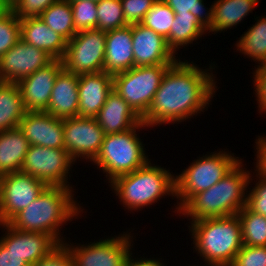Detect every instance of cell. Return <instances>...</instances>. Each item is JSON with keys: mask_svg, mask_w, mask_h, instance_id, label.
<instances>
[{"mask_svg": "<svg viewBox=\"0 0 266 266\" xmlns=\"http://www.w3.org/2000/svg\"><path fill=\"white\" fill-rule=\"evenodd\" d=\"M10 5L14 3L16 0H6Z\"/></svg>", "mask_w": 266, "mask_h": 266, "instance_id": "obj_47", "label": "cell"}, {"mask_svg": "<svg viewBox=\"0 0 266 266\" xmlns=\"http://www.w3.org/2000/svg\"><path fill=\"white\" fill-rule=\"evenodd\" d=\"M30 266H73V259L69 249L62 243Z\"/></svg>", "mask_w": 266, "mask_h": 266, "instance_id": "obj_41", "label": "cell"}, {"mask_svg": "<svg viewBox=\"0 0 266 266\" xmlns=\"http://www.w3.org/2000/svg\"><path fill=\"white\" fill-rule=\"evenodd\" d=\"M20 33L25 43L44 50L54 59H63L67 41L39 17L20 20Z\"/></svg>", "mask_w": 266, "mask_h": 266, "instance_id": "obj_23", "label": "cell"}, {"mask_svg": "<svg viewBox=\"0 0 266 266\" xmlns=\"http://www.w3.org/2000/svg\"><path fill=\"white\" fill-rule=\"evenodd\" d=\"M47 185L29 174L2 175L0 182V223H8L43 192Z\"/></svg>", "mask_w": 266, "mask_h": 266, "instance_id": "obj_13", "label": "cell"}, {"mask_svg": "<svg viewBox=\"0 0 266 266\" xmlns=\"http://www.w3.org/2000/svg\"><path fill=\"white\" fill-rule=\"evenodd\" d=\"M241 223L242 244L266 246V217L244 206L238 213Z\"/></svg>", "mask_w": 266, "mask_h": 266, "instance_id": "obj_30", "label": "cell"}, {"mask_svg": "<svg viewBox=\"0 0 266 266\" xmlns=\"http://www.w3.org/2000/svg\"><path fill=\"white\" fill-rule=\"evenodd\" d=\"M60 0H16L11 4V10L20 19L40 17L51 4Z\"/></svg>", "mask_w": 266, "mask_h": 266, "instance_id": "obj_37", "label": "cell"}, {"mask_svg": "<svg viewBox=\"0 0 266 266\" xmlns=\"http://www.w3.org/2000/svg\"><path fill=\"white\" fill-rule=\"evenodd\" d=\"M39 18L66 41L72 39L77 33L73 23L72 8L67 0L51 4Z\"/></svg>", "mask_w": 266, "mask_h": 266, "instance_id": "obj_29", "label": "cell"}, {"mask_svg": "<svg viewBox=\"0 0 266 266\" xmlns=\"http://www.w3.org/2000/svg\"><path fill=\"white\" fill-rule=\"evenodd\" d=\"M257 137L254 144V152H256L254 155L256 158L254 159L256 162H253L255 168L252 170H254L259 177L266 180V134L258 135Z\"/></svg>", "mask_w": 266, "mask_h": 266, "instance_id": "obj_42", "label": "cell"}, {"mask_svg": "<svg viewBox=\"0 0 266 266\" xmlns=\"http://www.w3.org/2000/svg\"><path fill=\"white\" fill-rule=\"evenodd\" d=\"M75 162L66 149L30 145L21 172L36 177L47 186L74 188L69 182Z\"/></svg>", "mask_w": 266, "mask_h": 266, "instance_id": "obj_10", "label": "cell"}, {"mask_svg": "<svg viewBox=\"0 0 266 266\" xmlns=\"http://www.w3.org/2000/svg\"><path fill=\"white\" fill-rule=\"evenodd\" d=\"M78 82L79 75L63 69L57 75L45 112L59 119L78 116Z\"/></svg>", "mask_w": 266, "mask_h": 266, "instance_id": "obj_21", "label": "cell"}, {"mask_svg": "<svg viewBox=\"0 0 266 266\" xmlns=\"http://www.w3.org/2000/svg\"><path fill=\"white\" fill-rule=\"evenodd\" d=\"M174 13H189L195 15L198 21L208 30L213 23V5L206 7V0H163Z\"/></svg>", "mask_w": 266, "mask_h": 266, "instance_id": "obj_33", "label": "cell"}, {"mask_svg": "<svg viewBox=\"0 0 266 266\" xmlns=\"http://www.w3.org/2000/svg\"><path fill=\"white\" fill-rule=\"evenodd\" d=\"M261 0H214L213 23L208 29V35L226 32L237 28L249 13H253Z\"/></svg>", "mask_w": 266, "mask_h": 266, "instance_id": "obj_24", "label": "cell"}, {"mask_svg": "<svg viewBox=\"0 0 266 266\" xmlns=\"http://www.w3.org/2000/svg\"><path fill=\"white\" fill-rule=\"evenodd\" d=\"M97 29L110 31L128 24L124 20L121 0H103L97 2Z\"/></svg>", "mask_w": 266, "mask_h": 266, "instance_id": "obj_32", "label": "cell"}, {"mask_svg": "<svg viewBox=\"0 0 266 266\" xmlns=\"http://www.w3.org/2000/svg\"><path fill=\"white\" fill-rule=\"evenodd\" d=\"M207 33L208 30L191 12L175 13L170 33L165 39L168 47L177 55L180 48L186 49L189 44L190 47L197 44L203 35L208 36Z\"/></svg>", "mask_w": 266, "mask_h": 266, "instance_id": "obj_26", "label": "cell"}, {"mask_svg": "<svg viewBox=\"0 0 266 266\" xmlns=\"http://www.w3.org/2000/svg\"><path fill=\"white\" fill-rule=\"evenodd\" d=\"M0 266H29L20 256L9 251L0 242Z\"/></svg>", "mask_w": 266, "mask_h": 266, "instance_id": "obj_43", "label": "cell"}, {"mask_svg": "<svg viewBox=\"0 0 266 266\" xmlns=\"http://www.w3.org/2000/svg\"><path fill=\"white\" fill-rule=\"evenodd\" d=\"M20 39V19L10 9L0 16V58Z\"/></svg>", "mask_w": 266, "mask_h": 266, "instance_id": "obj_34", "label": "cell"}, {"mask_svg": "<svg viewBox=\"0 0 266 266\" xmlns=\"http://www.w3.org/2000/svg\"><path fill=\"white\" fill-rule=\"evenodd\" d=\"M170 66H134L113 75V89L142 119L149 110L163 76Z\"/></svg>", "mask_w": 266, "mask_h": 266, "instance_id": "obj_8", "label": "cell"}, {"mask_svg": "<svg viewBox=\"0 0 266 266\" xmlns=\"http://www.w3.org/2000/svg\"><path fill=\"white\" fill-rule=\"evenodd\" d=\"M64 144L71 159L93 162L99 154L105 132L95 118L75 116L63 119Z\"/></svg>", "mask_w": 266, "mask_h": 266, "instance_id": "obj_12", "label": "cell"}, {"mask_svg": "<svg viewBox=\"0 0 266 266\" xmlns=\"http://www.w3.org/2000/svg\"><path fill=\"white\" fill-rule=\"evenodd\" d=\"M174 17V11L163 0H157L140 24L166 38L170 33Z\"/></svg>", "mask_w": 266, "mask_h": 266, "instance_id": "obj_31", "label": "cell"}, {"mask_svg": "<svg viewBox=\"0 0 266 266\" xmlns=\"http://www.w3.org/2000/svg\"><path fill=\"white\" fill-rule=\"evenodd\" d=\"M230 266H266V246L243 245Z\"/></svg>", "mask_w": 266, "mask_h": 266, "instance_id": "obj_38", "label": "cell"}, {"mask_svg": "<svg viewBox=\"0 0 266 266\" xmlns=\"http://www.w3.org/2000/svg\"><path fill=\"white\" fill-rule=\"evenodd\" d=\"M29 146L19 127L0 132V173L19 172Z\"/></svg>", "mask_w": 266, "mask_h": 266, "instance_id": "obj_25", "label": "cell"}, {"mask_svg": "<svg viewBox=\"0 0 266 266\" xmlns=\"http://www.w3.org/2000/svg\"><path fill=\"white\" fill-rule=\"evenodd\" d=\"M179 58L163 76L153 102L142 118L151 128L161 125L181 124L191 118L201 116L212 103L219 88L216 62L209 67H199L195 61ZM207 67V68H206ZM217 78V79H216ZM203 112V113H202Z\"/></svg>", "mask_w": 266, "mask_h": 266, "instance_id": "obj_1", "label": "cell"}, {"mask_svg": "<svg viewBox=\"0 0 266 266\" xmlns=\"http://www.w3.org/2000/svg\"><path fill=\"white\" fill-rule=\"evenodd\" d=\"M113 89V75L101 71L79 75L78 116L95 118Z\"/></svg>", "mask_w": 266, "mask_h": 266, "instance_id": "obj_19", "label": "cell"}, {"mask_svg": "<svg viewBox=\"0 0 266 266\" xmlns=\"http://www.w3.org/2000/svg\"><path fill=\"white\" fill-rule=\"evenodd\" d=\"M266 15L255 18V23L249 26L236 41L235 50L255 64L266 63Z\"/></svg>", "mask_w": 266, "mask_h": 266, "instance_id": "obj_28", "label": "cell"}, {"mask_svg": "<svg viewBox=\"0 0 266 266\" xmlns=\"http://www.w3.org/2000/svg\"><path fill=\"white\" fill-rule=\"evenodd\" d=\"M67 1H86V0H67ZM88 1L100 2V1H103V0H88Z\"/></svg>", "mask_w": 266, "mask_h": 266, "instance_id": "obj_46", "label": "cell"}, {"mask_svg": "<svg viewBox=\"0 0 266 266\" xmlns=\"http://www.w3.org/2000/svg\"><path fill=\"white\" fill-rule=\"evenodd\" d=\"M134 66L173 65L179 58L166 39L142 24H132Z\"/></svg>", "mask_w": 266, "mask_h": 266, "instance_id": "obj_17", "label": "cell"}, {"mask_svg": "<svg viewBox=\"0 0 266 266\" xmlns=\"http://www.w3.org/2000/svg\"><path fill=\"white\" fill-rule=\"evenodd\" d=\"M76 190L64 186H47L36 200L17 213L8 224L23 232L49 234L62 244L67 239L64 232L61 233V230H66L63 229L64 225L86 213L80 201L74 197Z\"/></svg>", "mask_w": 266, "mask_h": 266, "instance_id": "obj_2", "label": "cell"}, {"mask_svg": "<svg viewBox=\"0 0 266 266\" xmlns=\"http://www.w3.org/2000/svg\"><path fill=\"white\" fill-rule=\"evenodd\" d=\"M134 67L132 25L106 32L104 72L115 75Z\"/></svg>", "mask_w": 266, "mask_h": 266, "instance_id": "obj_22", "label": "cell"}, {"mask_svg": "<svg viewBox=\"0 0 266 266\" xmlns=\"http://www.w3.org/2000/svg\"><path fill=\"white\" fill-rule=\"evenodd\" d=\"M26 112L17 83L0 82V132L17 128Z\"/></svg>", "mask_w": 266, "mask_h": 266, "instance_id": "obj_27", "label": "cell"}, {"mask_svg": "<svg viewBox=\"0 0 266 266\" xmlns=\"http://www.w3.org/2000/svg\"><path fill=\"white\" fill-rule=\"evenodd\" d=\"M73 12V23L76 32L97 29V2L69 1Z\"/></svg>", "mask_w": 266, "mask_h": 266, "instance_id": "obj_35", "label": "cell"}, {"mask_svg": "<svg viewBox=\"0 0 266 266\" xmlns=\"http://www.w3.org/2000/svg\"><path fill=\"white\" fill-rule=\"evenodd\" d=\"M130 229L118 235L104 236L94 242L85 244L71 242L67 239L63 243L70 251L73 266H126L134 250V239ZM130 231V232H129ZM76 244V245H75Z\"/></svg>", "mask_w": 266, "mask_h": 266, "instance_id": "obj_9", "label": "cell"}, {"mask_svg": "<svg viewBox=\"0 0 266 266\" xmlns=\"http://www.w3.org/2000/svg\"><path fill=\"white\" fill-rule=\"evenodd\" d=\"M95 119L105 134L120 133L136 125H145L142 119L114 89L107 96Z\"/></svg>", "mask_w": 266, "mask_h": 266, "instance_id": "obj_20", "label": "cell"}, {"mask_svg": "<svg viewBox=\"0 0 266 266\" xmlns=\"http://www.w3.org/2000/svg\"><path fill=\"white\" fill-rule=\"evenodd\" d=\"M11 9V5L6 0H0V16Z\"/></svg>", "mask_w": 266, "mask_h": 266, "instance_id": "obj_45", "label": "cell"}, {"mask_svg": "<svg viewBox=\"0 0 266 266\" xmlns=\"http://www.w3.org/2000/svg\"><path fill=\"white\" fill-rule=\"evenodd\" d=\"M18 127L30 145L65 149L63 119L45 111H27Z\"/></svg>", "mask_w": 266, "mask_h": 266, "instance_id": "obj_18", "label": "cell"}, {"mask_svg": "<svg viewBox=\"0 0 266 266\" xmlns=\"http://www.w3.org/2000/svg\"><path fill=\"white\" fill-rule=\"evenodd\" d=\"M106 31L83 30L67 41L63 68L76 75L104 71Z\"/></svg>", "mask_w": 266, "mask_h": 266, "instance_id": "obj_11", "label": "cell"}, {"mask_svg": "<svg viewBox=\"0 0 266 266\" xmlns=\"http://www.w3.org/2000/svg\"><path fill=\"white\" fill-rule=\"evenodd\" d=\"M151 161L152 159L135 171L118 176L108 183L123 209L126 208L124 211L139 212L156 205L162 198H175V173Z\"/></svg>", "mask_w": 266, "mask_h": 266, "instance_id": "obj_4", "label": "cell"}, {"mask_svg": "<svg viewBox=\"0 0 266 266\" xmlns=\"http://www.w3.org/2000/svg\"><path fill=\"white\" fill-rule=\"evenodd\" d=\"M157 0H121L124 20L128 25L139 24Z\"/></svg>", "mask_w": 266, "mask_h": 266, "instance_id": "obj_39", "label": "cell"}, {"mask_svg": "<svg viewBox=\"0 0 266 266\" xmlns=\"http://www.w3.org/2000/svg\"><path fill=\"white\" fill-rule=\"evenodd\" d=\"M53 60L44 50L20 39L0 58V82L17 83Z\"/></svg>", "mask_w": 266, "mask_h": 266, "instance_id": "obj_14", "label": "cell"}, {"mask_svg": "<svg viewBox=\"0 0 266 266\" xmlns=\"http://www.w3.org/2000/svg\"><path fill=\"white\" fill-rule=\"evenodd\" d=\"M63 69V61L54 59L17 82L27 111L47 110L55 80Z\"/></svg>", "mask_w": 266, "mask_h": 266, "instance_id": "obj_15", "label": "cell"}, {"mask_svg": "<svg viewBox=\"0 0 266 266\" xmlns=\"http://www.w3.org/2000/svg\"><path fill=\"white\" fill-rule=\"evenodd\" d=\"M133 251L135 250H132V253L129 257V263L132 265V266H167L168 263H164L163 262V258L159 257L158 259L153 257V258H145V255L143 254V258L142 256L140 258H138L136 255L134 256L133 254H135ZM137 257V258H136Z\"/></svg>", "mask_w": 266, "mask_h": 266, "instance_id": "obj_44", "label": "cell"}, {"mask_svg": "<svg viewBox=\"0 0 266 266\" xmlns=\"http://www.w3.org/2000/svg\"><path fill=\"white\" fill-rule=\"evenodd\" d=\"M147 128L146 125H136L124 132L105 135L99 154L90 164L105 174L106 184L118 176L135 171L150 160L139 135L140 130L146 131Z\"/></svg>", "mask_w": 266, "mask_h": 266, "instance_id": "obj_6", "label": "cell"}, {"mask_svg": "<svg viewBox=\"0 0 266 266\" xmlns=\"http://www.w3.org/2000/svg\"><path fill=\"white\" fill-rule=\"evenodd\" d=\"M0 228L3 232L0 242L9 251L20 256L29 266L48 255L59 245L49 234L19 231L8 223H0Z\"/></svg>", "mask_w": 266, "mask_h": 266, "instance_id": "obj_16", "label": "cell"}, {"mask_svg": "<svg viewBox=\"0 0 266 266\" xmlns=\"http://www.w3.org/2000/svg\"><path fill=\"white\" fill-rule=\"evenodd\" d=\"M242 158L227 149L198 156L181 173L175 174L176 204L172 210L177 216L179 208L193 195L211 188L228 174ZM175 207V208H174Z\"/></svg>", "mask_w": 266, "mask_h": 266, "instance_id": "obj_7", "label": "cell"}, {"mask_svg": "<svg viewBox=\"0 0 266 266\" xmlns=\"http://www.w3.org/2000/svg\"><path fill=\"white\" fill-rule=\"evenodd\" d=\"M257 66V67H256ZM254 70H252V81H253V87L255 92L256 98V104H258V113L260 115L266 113V63L261 65H255Z\"/></svg>", "mask_w": 266, "mask_h": 266, "instance_id": "obj_40", "label": "cell"}, {"mask_svg": "<svg viewBox=\"0 0 266 266\" xmlns=\"http://www.w3.org/2000/svg\"><path fill=\"white\" fill-rule=\"evenodd\" d=\"M248 185L251 186H248L246 206L253 212L266 217V180L262 179L252 171ZM252 185L254 186L252 187Z\"/></svg>", "mask_w": 266, "mask_h": 266, "instance_id": "obj_36", "label": "cell"}, {"mask_svg": "<svg viewBox=\"0 0 266 266\" xmlns=\"http://www.w3.org/2000/svg\"><path fill=\"white\" fill-rule=\"evenodd\" d=\"M187 226L192 250L204 262L196 266H230L243 246L237 215L200 219Z\"/></svg>", "mask_w": 266, "mask_h": 266, "instance_id": "obj_5", "label": "cell"}, {"mask_svg": "<svg viewBox=\"0 0 266 266\" xmlns=\"http://www.w3.org/2000/svg\"><path fill=\"white\" fill-rule=\"evenodd\" d=\"M244 164L242 159L218 183L191 196L179 208L178 216L191 222L237 215L246 206L248 181L252 172Z\"/></svg>", "mask_w": 266, "mask_h": 266, "instance_id": "obj_3", "label": "cell"}]
</instances>
